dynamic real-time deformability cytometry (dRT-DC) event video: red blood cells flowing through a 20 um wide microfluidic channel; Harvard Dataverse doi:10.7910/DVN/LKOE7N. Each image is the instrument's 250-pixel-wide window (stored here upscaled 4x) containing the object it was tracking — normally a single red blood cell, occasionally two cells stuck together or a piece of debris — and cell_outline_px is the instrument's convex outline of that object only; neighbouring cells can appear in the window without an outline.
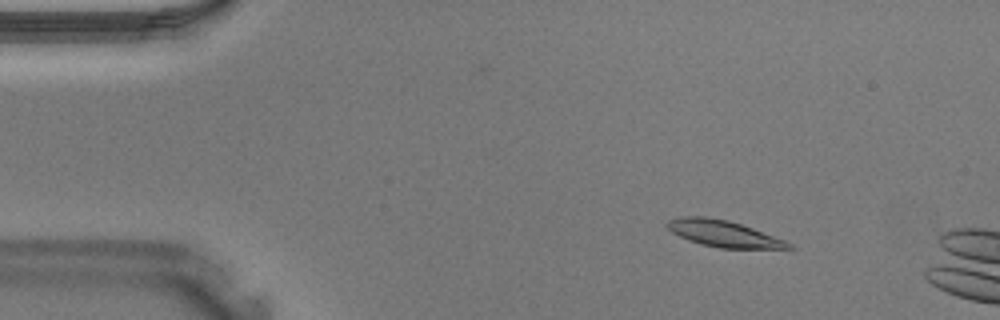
{"species": "Egyptian fruit bat (a non-hibernating species)", "species_latin": "Rousettus aegyptiacus", "temperature_condition": "warm", "stored_images_in_passage": 12, "camera_frame_rate_fps": 3000, "um_per_image_px": 0.085, "animal": {"sex": "male"}, "frame": {"image": 1, "passage_image": 6, "time_ms": 1.667, "image_size_px": [1000, 320], "cell_outline_px": [[796, 248], [720, 248], [700, 244], [688, 240], [672, 232], [664, 224], [668, 220], [680, 216], [704, 216], [728, 220], [752, 228], [784, 240], [792, 244]], "centroid_in_image_um": [61.45, 19.85], "position_along_channel_um": 23.6, "area_um2": 18.55}}